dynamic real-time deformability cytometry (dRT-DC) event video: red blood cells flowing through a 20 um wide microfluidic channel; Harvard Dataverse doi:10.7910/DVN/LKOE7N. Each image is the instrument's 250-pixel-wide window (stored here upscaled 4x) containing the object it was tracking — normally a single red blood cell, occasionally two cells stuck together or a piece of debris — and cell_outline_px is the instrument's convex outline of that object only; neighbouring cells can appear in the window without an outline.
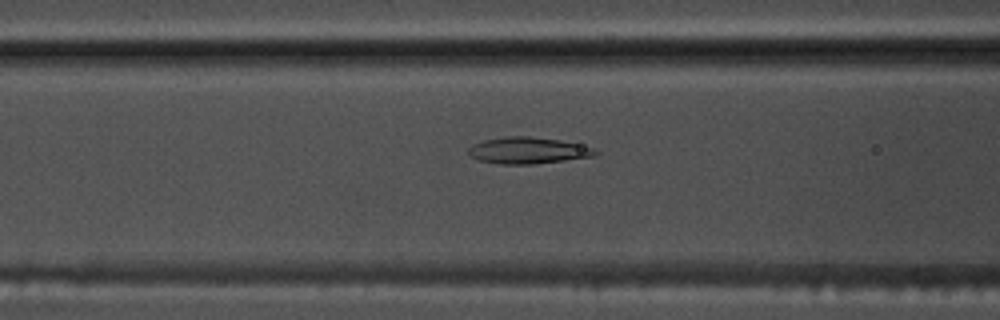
{"species": "common noctule bat (a hibernating species)", "species_latin": "Nyctalus noctula", "temperature_condition": "warm", "stored_images_in_passage": 52, "camera_frame_rate_fps": 3000, "um_per_image_px": 0.085, "animal": {"sex": "male", "body_mass_g": 17.5, "forearm_length_mm": 52.3}, "frame": {"image": 1, "passage_image": 19, "time_ms": 6.0, "image_size_px": [1000, 320], "cell_outline_px": [[600, 152], [596, 156], [532, 164], [500, 164], [480, 160], [472, 156], [468, 152], [468, 148], [472, 144], [484, 140], [508, 136], [528, 136], [560, 140], [596, 148]], "centroid_in_image_um": [44.91, 12.78], "position_along_channel_um": 121.7, "area_um2": 19.54}}
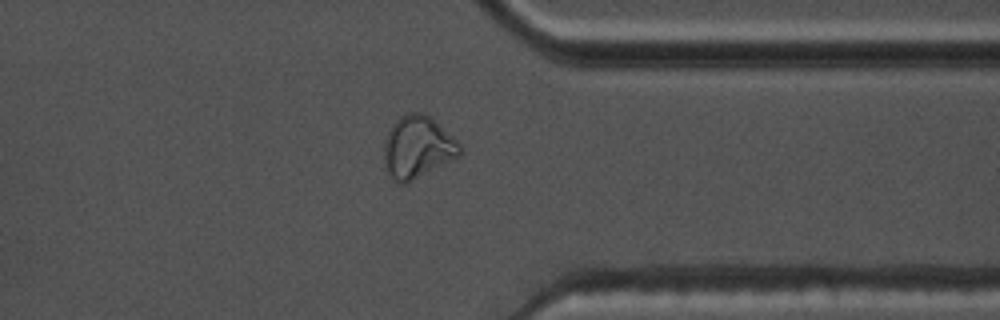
{"frame": {"image": 2, "passage_image": 40, "time_ms": 13.0, "image_size_px": [1000, 320], "cell_outline_px": [[460, 156], [408, 184], [400, 184], [392, 180], [388, 172], [384, 160], [384, 140], [392, 124], [400, 116], [408, 112], [424, 112], [432, 116], [460, 144]], "centroid_in_image_um": [35.49, 12.51], "position_along_channel_um": 375.9, "area_um2": 27.92}}
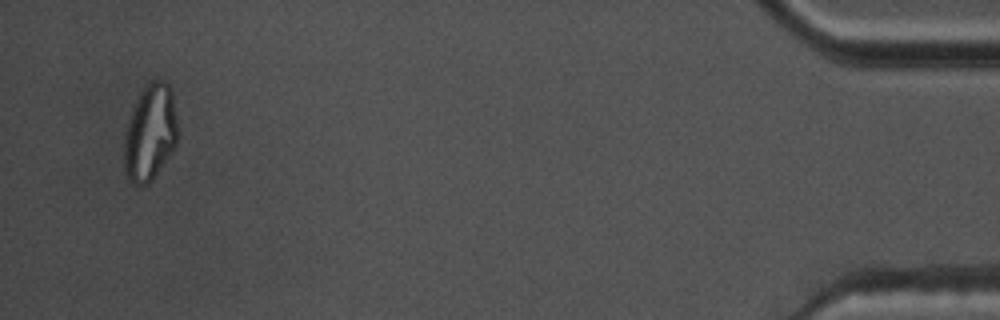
{"frame": {"image": 3, "passage_image": 50, "time_ms": 16.333, "image_size_px": [1000, 320], "cell_outline_px": [[180, 136], [176, 144], [152, 180], [148, 184], [140, 188], [132, 184], [128, 180], [124, 172], [124, 136], [128, 120], [132, 108], [140, 92], [152, 80], [164, 80], [172, 88], [180, 128]], "centroid_in_image_um": [12.78, 11.29], "position_along_channel_um": 422.4, "area_um2": 30.98}, "authors_computed_cell_mechanics": {"area_um2": 21.7906, "velocity_mm_per_s": 3.6954, "shape_relaxation_time_tau1_ms": null, "shape_relaxation_time_tau2_ms": 2.0908, "deformation_change_tau1": null, "deformation_change_tau2": 0.0956}}